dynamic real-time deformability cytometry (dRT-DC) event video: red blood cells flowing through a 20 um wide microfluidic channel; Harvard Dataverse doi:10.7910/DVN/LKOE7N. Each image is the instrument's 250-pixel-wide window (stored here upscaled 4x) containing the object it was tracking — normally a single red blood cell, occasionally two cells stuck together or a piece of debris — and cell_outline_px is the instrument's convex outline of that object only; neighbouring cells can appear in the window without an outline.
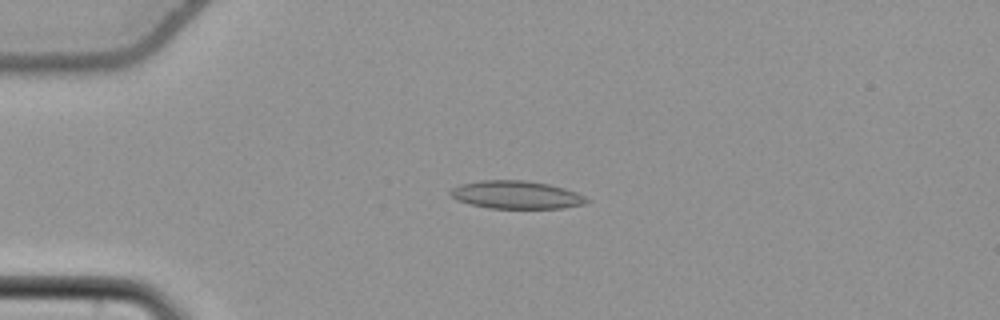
{"species": "common noctule bat (a hibernating species)", "species_latin": "Nyctalus noctula", "temperature_condition": "cold", "stored_images_in_passage": 56, "camera_frame_rate_fps": 3000, "um_per_image_px": 0.085, "animal": {"sex": "female", "body_mass_g": 22.7, "forearm_length_mm": 54.2}, "frame": {"image": 1, "passage_image": 15, "time_ms": 4.667, "image_size_px": [1000, 320], "cell_outline_px": [[592, 200], [584, 204], [564, 208], [488, 208], [468, 204], [456, 200], [448, 192], [452, 188], [460, 184], [484, 180], [524, 180], [548, 184], [564, 188], [576, 192]], "centroid_in_image_um": [43.88, 16.56], "position_along_channel_um": 41.1, "area_um2": 22.25}}
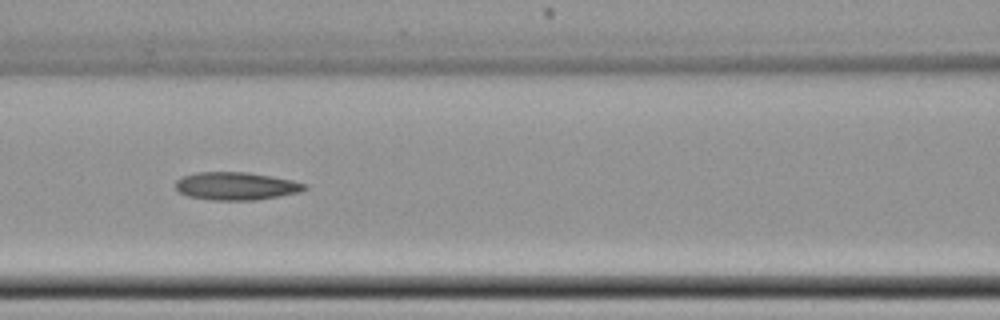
{"frame": {"image": 2, "passage_image": 26, "time_ms": 8.333, "image_size_px": [1000, 320], "cell_outline_px": [[308, 188], [300, 192], [280, 196], [256, 200], [212, 200], [188, 196], [180, 192], [176, 188], [176, 180], [180, 176], [196, 172], [248, 172], [272, 176], [292, 180], [308, 184]], "centroid_in_image_um": [20.08, 15.81], "position_along_channel_um": 146.5, "area_um2": 21.15}}
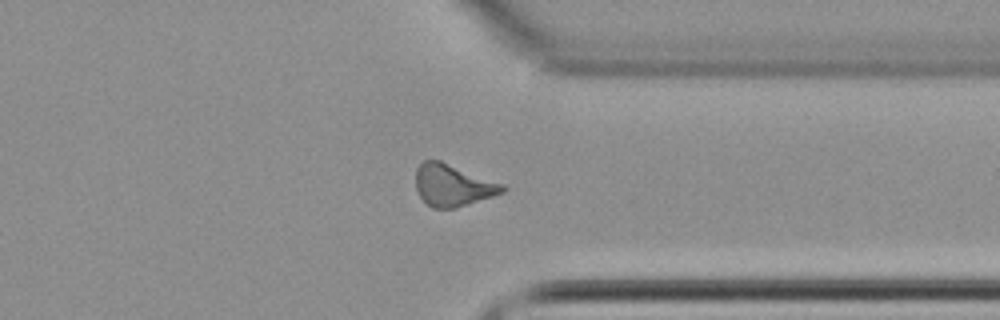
{"frame": {"image": 3, "passage_image": 44, "time_ms": 14.333, "image_size_px": [1000, 320], "cell_outline_px": [[508, 188], [504, 192], [456, 208], [432, 208], [420, 196], [416, 188], [416, 168], [424, 160], [440, 160], [504, 184]], "centroid_in_image_um": [38.49, 15.74], "position_along_channel_um": 372.9, "area_um2": 21.1}, "authors_computed_cell_mechanics": {"area_um2": 21.097, "velocity_mm_per_s": 3.7935, "shape_relaxation_time_tau1_ms": null, "shape_relaxation_time_tau2_ms": 6.352, "deformation_change_tau1": null, "deformation_change_tau2": 0.151}}